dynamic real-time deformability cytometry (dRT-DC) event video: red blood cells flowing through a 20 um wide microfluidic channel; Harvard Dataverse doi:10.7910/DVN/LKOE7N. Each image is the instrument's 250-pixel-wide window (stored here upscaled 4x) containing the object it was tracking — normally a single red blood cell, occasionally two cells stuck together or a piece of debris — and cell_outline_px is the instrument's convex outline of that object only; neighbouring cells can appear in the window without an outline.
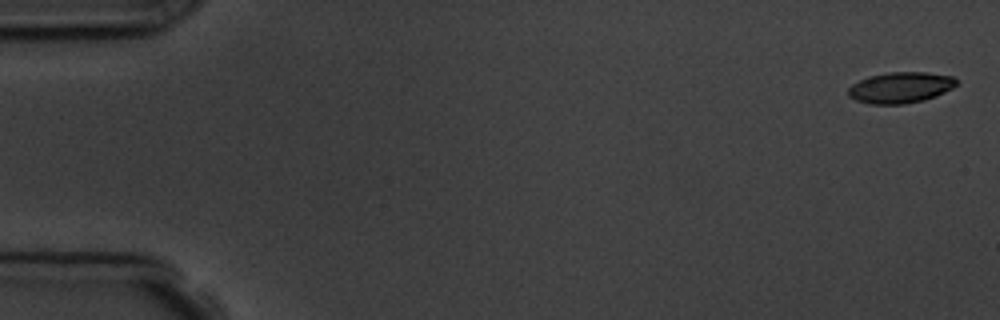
{"species": "common noctule bat (a hibernating species)", "species_latin": "Nyctalus noctula", "temperature_condition": "room temperature", "stored_images_in_passage": 5, "camera_frame_rate_fps": 3000, "um_per_image_px": 0.085, "animal": {"sex": "male", "body_mass_g": 19.5, "forearm_length_mm": 54.6}, "frame": {"image": 1, "passage_image": 1, "time_ms": 0.0, "image_size_px": [1000, 320], "cell_outline_px": [[956, 84], [952, 88], [936, 96], [924, 100], [904, 104], [868, 104], [856, 100], [848, 96], [848, 88], [852, 84], [868, 76], [888, 72], [924, 72], [952, 76], [956, 80]], "centroid_in_image_um": [76.51, 7.44], "position_along_channel_um": 8.5, "area_um2": 19.54}}
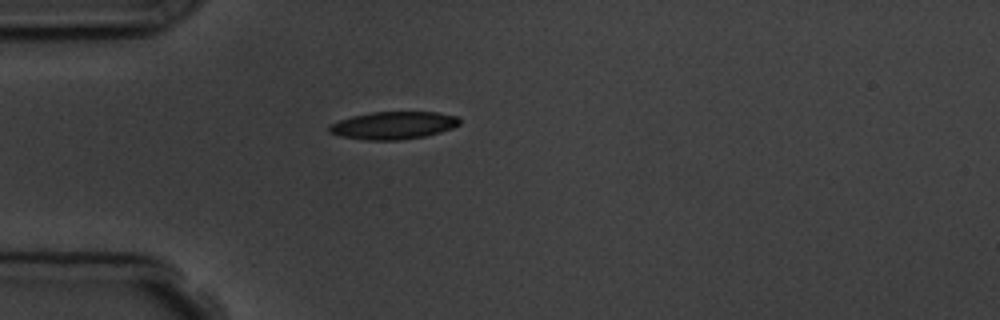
{"frame": {"image": 2, "passage_image": 5, "time_ms": 4.667, "image_size_px": [1000, 320], "cell_outline_px": [[460, 124], [452, 128], [440, 132], [424, 136], [396, 140], [364, 140], [340, 136], [328, 132], [328, 124], [352, 116], [372, 112], [436, 112], [456, 116], [460, 120]], "centroid_in_image_um": [33.4, 10.66], "position_along_channel_um": 51.6, "area_um2": 20.92}}